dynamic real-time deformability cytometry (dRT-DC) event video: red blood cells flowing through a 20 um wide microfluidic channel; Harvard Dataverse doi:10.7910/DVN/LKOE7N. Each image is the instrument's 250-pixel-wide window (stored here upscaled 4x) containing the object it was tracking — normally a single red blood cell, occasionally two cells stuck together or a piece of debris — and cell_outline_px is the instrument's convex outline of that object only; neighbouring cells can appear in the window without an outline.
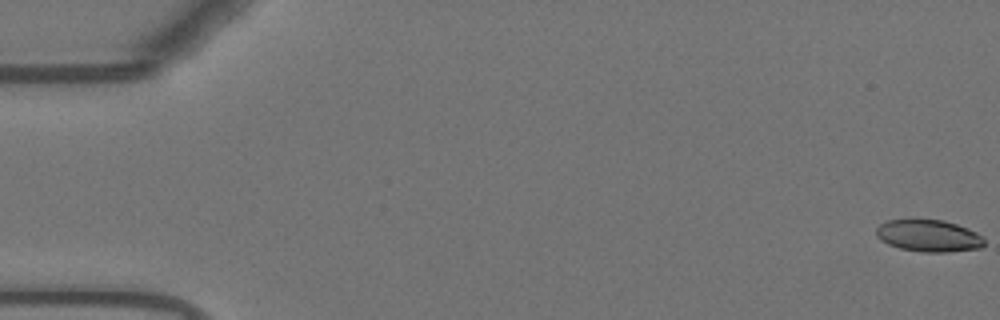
{"species": "Egyptian fruit bat (a non-hibernating species)", "species_latin": "Rousettus aegyptiacus", "temperature_condition": "warm", "stored_images_in_passage": 54, "camera_frame_rate_fps": 3000, "um_per_image_px": 0.085, "animal": {"sex": "female"}, "frame": {"image": 1, "passage_image": 1, "time_ms": 0.0, "image_size_px": [1000, 320], "cell_outline_px": [[984, 244], [980, 248], [948, 252], [924, 252], [900, 248], [888, 244], [880, 240], [876, 236], [876, 228], [880, 224], [888, 220], [944, 220], [968, 228], [984, 236]], "centroid_in_image_um": [78.95, 20.04], "position_along_channel_um": 6.1, "area_um2": 20.11}}
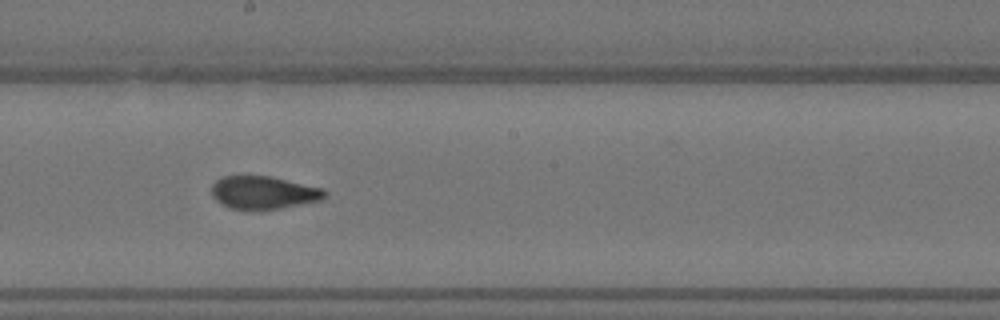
{"frame": {"image": 2, "passage_image": 31, "time_ms": 10.0, "image_size_px": [1000, 320], "cell_outline_px": [[328, 196], [324, 200], [280, 208], [232, 208], [220, 204], [212, 196], [212, 184], [216, 180], [224, 176], [272, 176], [324, 188], [328, 192]], "centroid_in_image_um": [22.47, 16.35], "position_along_channel_um": 225.7, "area_um2": 21.68}}
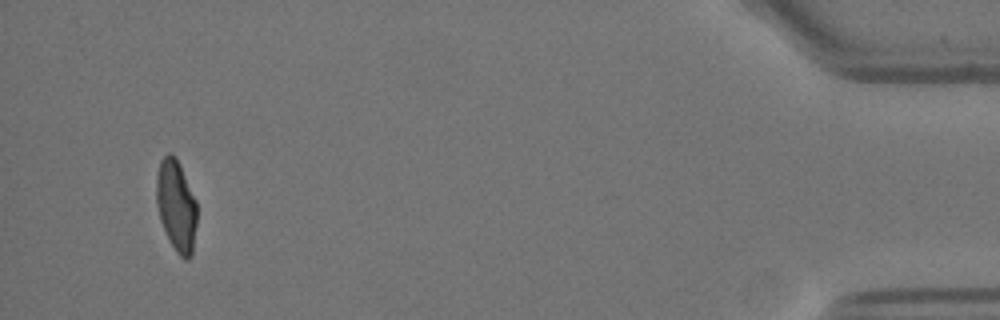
{"frame": {"image": 3, "passage_image": 53, "time_ms": 17.333, "image_size_px": [1000, 320], "cell_outline_px": [[196, 224], [192, 256], [188, 260], [184, 260], [176, 252], [160, 220], [156, 204], [156, 176], [160, 160], [168, 152], [176, 156], [180, 164], [196, 200]], "centroid_in_image_um": [14.98, 17.46], "position_along_channel_um": 420.2, "area_um2": 21.68}}